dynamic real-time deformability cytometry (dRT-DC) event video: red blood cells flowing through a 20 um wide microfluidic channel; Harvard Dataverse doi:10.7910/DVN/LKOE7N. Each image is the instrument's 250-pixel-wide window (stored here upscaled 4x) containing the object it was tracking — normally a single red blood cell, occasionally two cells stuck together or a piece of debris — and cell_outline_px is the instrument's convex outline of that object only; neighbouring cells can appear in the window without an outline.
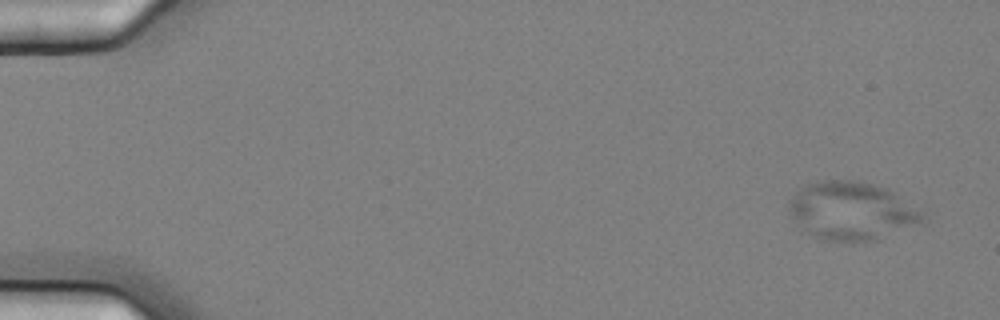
{"species": "common noctule bat (a hibernating species)", "species_latin": "Nyctalus noctula", "temperature_condition": "cold", "stored_images_in_passage": 5, "camera_frame_rate_fps": 3000, "um_per_image_px": 0.085, "animal": {"sex": "female", "body_mass_g": 25.1}, "frame": {"image": 1, "passage_image": 1, "time_ms": 0.0, "image_size_px": [1000, 320], "cell_outline_px": [[924, 220], [880, 240], [820, 240], [800, 232], [788, 208], [788, 200], [800, 188], [816, 180], [860, 180], [888, 188], [924, 212]], "centroid_in_image_um": [72.33, 17.92], "position_along_channel_um": 12.7, "area_um2": 45.78}}
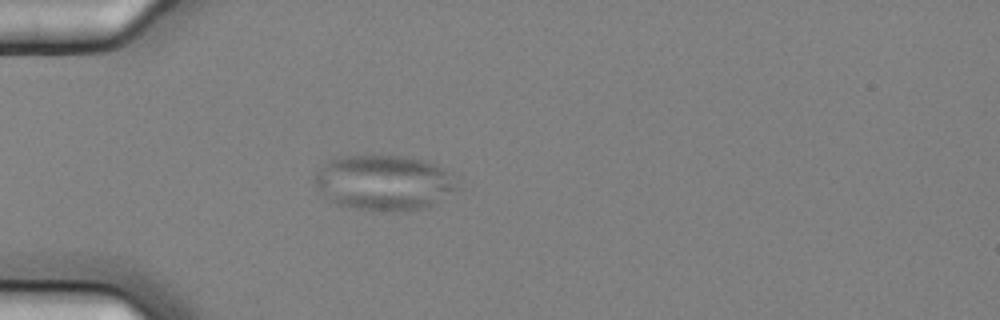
{"frame": {"image": 2, "passage_image": 5, "time_ms": 1.333, "image_size_px": [1000, 320], "cell_outline_px": [[460, 188], [436, 204], [428, 208], [372, 212], [336, 204], [324, 196], [316, 188], [312, 180], [316, 172], [328, 160], [336, 156], [404, 156], [424, 160], [436, 164], [448, 172]], "centroid_in_image_um": [32.61, 15.54], "position_along_channel_um": 52.4, "area_um2": 46.41}}